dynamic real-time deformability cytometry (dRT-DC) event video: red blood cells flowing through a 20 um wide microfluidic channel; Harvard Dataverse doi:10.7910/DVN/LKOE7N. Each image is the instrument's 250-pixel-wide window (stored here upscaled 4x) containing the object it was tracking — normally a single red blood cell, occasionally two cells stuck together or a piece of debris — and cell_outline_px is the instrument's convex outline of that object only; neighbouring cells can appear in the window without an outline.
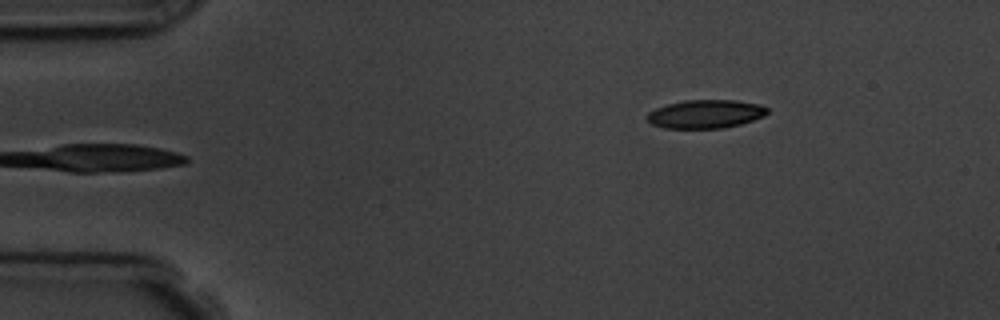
{"species": "common noctule bat (a hibernating species)", "species_latin": "Nyctalus noctula", "temperature_condition": "room temperature", "stored_images_in_passage": 6, "camera_frame_rate_fps": 3000, "um_per_image_px": 0.085, "animal": {"sex": "male", "body_mass_g": 19.5, "forearm_length_mm": 54.6}, "frame": {"image": 1, "passage_image": 6, "time_ms": 5.667, "image_size_px": [1000, 320], "cell_outline_px": [[768, 112], [764, 116], [740, 124], [724, 128], [664, 128], [652, 124], [648, 120], [648, 112], [656, 108], [668, 104], [684, 100], [736, 100], [760, 104], [768, 108]], "centroid_in_image_um": [59.99, 9.68], "position_along_channel_um": 25.0, "area_um2": 19.88}}